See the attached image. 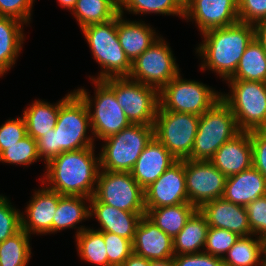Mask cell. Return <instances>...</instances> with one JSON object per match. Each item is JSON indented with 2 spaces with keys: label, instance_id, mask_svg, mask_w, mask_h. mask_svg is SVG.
<instances>
[{
  "label": "cell",
  "instance_id": "cell-10",
  "mask_svg": "<svg viewBox=\"0 0 266 266\" xmlns=\"http://www.w3.org/2000/svg\"><path fill=\"white\" fill-rule=\"evenodd\" d=\"M221 98V91L195 80H186L180 72L159 91V106L178 113L204 114Z\"/></svg>",
  "mask_w": 266,
  "mask_h": 266
},
{
  "label": "cell",
  "instance_id": "cell-19",
  "mask_svg": "<svg viewBox=\"0 0 266 266\" xmlns=\"http://www.w3.org/2000/svg\"><path fill=\"white\" fill-rule=\"evenodd\" d=\"M199 210L209 227L226 229L240 237L252 235L245 206L219 198L205 203Z\"/></svg>",
  "mask_w": 266,
  "mask_h": 266
},
{
  "label": "cell",
  "instance_id": "cell-22",
  "mask_svg": "<svg viewBox=\"0 0 266 266\" xmlns=\"http://www.w3.org/2000/svg\"><path fill=\"white\" fill-rule=\"evenodd\" d=\"M89 204L90 217L94 216L101 226L96 230L110 232L133 242L137 225L146 213L117 209L96 200L93 196L90 198Z\"/></svg>",
  "mask_w": 266,
  "mask_h": 266
},
{
  "label": "cell",
  "instance_id": "cell-28",
  "mask_svg": "<svg viewBox=\"0 0 266 266\" xmlns=\"http://www.w3.org/2000/svg\"><path fill=\"white\" fill-rule=\"evenodd\" d=\"M29 106L23 111L22 116L25 120L27 135L37 140L55 128L59 113V101L56 104H51L38 99Z\"/></svg>",
  "mask_w": 266,
  "mask_h": 266
},
{
  "label": "cell",
  "instance_id": "cell-31",
  "mask_svg": "<svg viewBox=\"0 0 266 266\" xmlns=\"http://www.w3.org/2000/svg\"><path fill=\"white\" fill-rule=\"evenodd\" d=\"M75 239L80 259L96 266H108L103 232L82 225L77 227Z\"/></svg>",
  "mask_w": 266,
  "mask_h": 266
},
{
  "label": "cell",
  "instance_id": "cell-1",
  "mask_svg": "<svg viewBox=\"0 0 266 266\" xmlns=\"http://www.w3.org/2000/svg\"><path fill=\"white\" fill-rule=\"evenodd\" d=\"M91 129L88 108L73 90L59 101L56 126L37 139V152L47 164L59 154L94 146V136L87 137Z\"/></svg>",
  "mask_w": 266,
  "mask_h": 266
},
{
  "label": "cell",
  "instance_id": "cell-4",
  "mask_svg": "<svg viewBox=\"0 0 266 266\" xmlns=\"http://www.w3.org/2000/svg\"><path fill=\"white\" fill-rule=\"evenodd\" d=\"M101 72L94 80L128 77L132 62L126 56L117 36V16L107 22L89 24L81 28ZM104 69V70H103Z\"/></svg>",
  "mask_w": 266,
  "mask_h": 266
},
{
  "label": "cell",
  "instance_id": "cell-2",
  "mask_svg": "<svg viewBox=\"0 0 266 266\" xmlns=\"http://www.w3.org/2000/svg\"><path fill=\"white\" fill-rule=\"evenodd\" d=\"M94 147L63 152L50 160L42 184L60 195L91 198L100 170L99 156L95 157Z\"/></svg>",
  "mask_w": 266,
  "mask_h": 266
},
{
  "label": "cell",
  "instance_id": "cell-30",
  "mask_svg": "<svg viewBox=\"0 0 266 266\" xmlns=\"http://www.w3.org/2000/svg\"><path fill=\"white\" fill-rule=\"evenodd\" d=\"M253 236L239 237L224 256V266H264L263 239Z\"/></svg>",
  "mask_w": 266,
  "mask_h": 266
},
{
  "label": "cell",
  "instance_id": "cell-43",
  "mask_svg": "<svg viewBox=\"0 0 266 266\" xmlns=\"http://www.w3.org/2000/svg\"><path fill=\"white\" fill-rule=\"evenodd\" d=\"M35 0H0V16L15 18L27 26ZM27 23V24H26Z\"/></svg>",
  "mask_w": 266,
  "mask_h": 266
},
{
  "label": "cell",
  "instance_id": "cell-38",
  "mask_svg": "<svg viewBox=\"0 0 266 266\" xmlns=\"http://www.w3.org/2000/svg\"><path fill=\"white\" fill-rule=\"evenodd\" d=\"M11 204L6 196L0 195V242L22 229V213Z\"/></svg>",
  "mask_w": 266,
  "mask_h": 266
},
{
  "label": "cell",
  "instance_id": "cell-7",
  "mask_svg": "<svg viewBox=\"0 0 266 266\" xmlns=\"http://www.w3.org/2000/svg\"><path fill=\"white\" fill-rule=\"evenodd\" d=\"M230 92L221 99L231 108L240 131L266 129V82L228 79Z\"/></svg>",
  "mask_w": 266,
  "mask_h": 266
},
{
  "label": "cell",
  "instance_id": "cell-6",
  "mask_svg": "<svg viewBox=\"0 0 266 266\" xmlns=\"http://www.w3.org/2000/svg\"><path fill=\"white\" fill-rule=\"evenodd\" d=\"M239 132L231 108L220 98L200 116L189 159L210 161L215 152Z\"/></svg>",
  "mask_w": 266,
  "mask_h": 266
},
{
  "label": "cell",
  "instance_id": "cell-23",
  "mask_svg": "<svg viewBox=\"0 0 266 266\" xmlns=\"http://www.w3.org/2000/svg\"><path fill=\"white\" fill-rule=\"evenodd\" d=\"M266 195V179L253 166L227 177L222 198L237 205L247 206Z\"/></svg>",
  "mask_w": 266,
  "mask_h": 266
},
{
  "label": "cell",
  "instance_id": "cell-44",
  "mask_svg": "<svg viewBox=\"0 0 266 266\" xmlns=\"http://www.w3.org/2000/svg\"><path fill=\"white\" fill-rule=\"evenodd\" d=\"M252 145V166L266 179V129L250 131Z\"/></svg>",
  "mask_w": 266,
  "mask_h": 266
},
{
  "label": "cell",
  "instance_id": "cell-49",
  "mask_svg": "<svg viewBox=\"0 0 266 266\" xmlns=\"http://www.w3.org/2000/svg\"><path fill=\"white\" fill-rule=\"evenodd\" d=\"M77 0H58V3L66 9H69L70 11L73 10Z\"/></svg>",
  "mask_w": 266,
  "mask_h": 266
},
{
  "label": "cell",
  "instance_id": "cell-50",
  "mask_svg": "<svg viewBox=\"0 0 266 266\" xmlns=\"http://www.w3.org/2000/svg\"><path fill=\"white\" fill-rule=\"evenodd\" d=\"M264 243V262H266V237L263 239Z\"/></svg>",
  "mask_w": 266,
  "mask_h": 266
},
{
  "label": "cell",
  "instance_id": "cell-3",
  "mask_svg": "<svg viewBox=\"0 0 266 266\" xmlns=\"http://www.w3.org/2000/svg\"><path fill=\"white\" fill-rule=\"evenodd\" d=\"M204 40L196 48L201 70H212L224 80L230 79L245 49L255 38V25L238 21L230 26L202 33Z\"/></svg>",
  "mask_w": 266,
  "mask_h": 266
},
{
  "label": "cell",
  "instance_id": "cell-8",
  "mask_svg": "<svg viewBox=\"0 0 266 266\" xmlns=\"http://www.w3.org/2000/svg\"><path fill=\"white\" fill-rule=\"evenodd\" d=\"M91 81L96 89L93 99L87 89L78 88L74 91L83 99L88 108L90 131L94 135V139L96 137L103 140L127 128L131 123L124 114L123 108L118 104L114 92L102 80L91 79Z\"/></svg>",
  "mask_w": 266,
  "mask_h": 266
},
{
  "label": "cell",
  "instance_id": "cell-33",
  "mask_svg": "<svg viewBox=\"0 0 266 266\" xmlns=\"http://www.w3.org/2000/svg\"><path fill=\"white\" fill-rule=\"evenodd\" d=\"M230 79L266 82V52L256 38L245 49Z\"/></svg>",
  "mask_w": 266,
  "mask_h": 266
},
{
  "label": "cell",
  "instance_id": "cell-48",
  "mask_svg": "<svg viewBox=\"0 0 266 266\" xmlns=\"http://www.w3.org/2000/svg\"><path fill=\"white\" fill-rule=\"evenodd\" d=\"M150 266H175L174 256L159 258V259H151Z\"/></svg>",
  "mask_w": 266,
  "mask_h": 266
},
{
  "label": "cell",
  "instance_id": "cell-42",
  "mask_svg": "<svg viewBox=\"0 0 266 266\" xmlns=\"http://www.w3.org/2000/svg\"><path fill=\"white\" fill-rule=\"evenodd\" d=\"M240 22L257 24L266 20V0H238Z\"/></svg>",
  "mask_w": 266,
  "mask_h": 266
},
{
  "label": "cell",
  "instance_id": "cell-37",
  "mask_svg": "<svg viewBox=\"0 0 266 266\" xmlns=\"http://www.w3.org/2000/svg\"><path fill=\"white\" fill-rule=\"evenodd\" d=\"M239 237L232 231L209 227L203 252L223 259Z\"/></svg>",
  "mask_w": 266,
  "mask_h": 266
},
{
  "label": "cell",
  "instance_id": "cell-11",
  "mask_svg": "<svg viewBox=\"0 0 266 266\" xmlns=\"http://www.w3.org/2000/svg\"><path fill=\"white\" fill-rule=\"evenodd\" d=\"M200 116L163 110L158 106L154 137L176 160H187L191 156Z\"/></svg>",
  "mask_w": 266,
  "mask_h": 266
},
{
  "label": "cell",
  "instance_id": "cell-26",
  "mask_svg": "<svg viewBox=\"0 0 266 266\" xmlns=\"http://www.w3.org/2000/svg\"><path fill=\"white\" fill-rule=\"evenodd\" d=\"M208 229L205 216L197 209L173 238L174 256L203 252Z\"/></svg>",
  "mask_w": 266,
  "mask_h": 266
},
{
  "label": "cell",
  "instance_id": "cell-36",
  "mask_svg": "<svg viewBox=\"0 0 266 266\" xmlns=\"http://www.w3.org/2000/svg\"><path fill=\"white\" fill-rule=\"evenodd\" d=\"M39 159L37 141L29 135L0 153V162L14 165L28 167Z\"/></svg>",
  "mask_w": 266,
  "mask_h": 266
},
{
  "label": "cell",
  "instance_id": "cell-17",
  "mask_svg": "<svg viewBox=\"0 0 266 266\" xmlns=\"http://www.w3.org/2000/svg\"><path fill=\"white\" fill-rule=\"evenodd\" d=\"M24 214L22 212V229L31 234H52V221L58 206L59 193L46 186L35 190ZM26 215V216H25Z\"/></svg>",
  "mask_w": 266,
  "mask_h": 266
},
{
  "label": "cell",
  "instance_id": "cell-47",
  "mask_svg": "<svg viewBox=\"0 0 266 266\" xmlns=\"http://www.w3.org/2000/svg\"><path fill=\"white\" fill-rule=\"evenodd\" d=\"M121 266H150V260L132 253Z\"/></svg>",
  "mask_w": 266,
  "mask_h": 266
},
{
  "label": "cell",
  "instance_id": "cell-32",
  "mask_svg": "<svg viewBox=\"0 0 266 266\" xmlns=\"http://www.w3.org/2000/svg\"><path fill=\"white\" fill-rule=\"evenodd\" d=\"M71 14L76 17L80 29L107 22L119 14V0H77Z\"/></svg>",
  "mask_w": 266,
  "mask_h": 266
},
{
  "label": "cell",
  "instance_id": "cell-18",
  "mask_svg": "<svg viewBox=\"0 0 266 266\" xmlns=\"http://www.w3.org/2000/svg\"><path fill=\"white\" fill-rule=\"evenodd\" d=\"M210 162L227 177L250 169L253 164L250 132L240 131L226 141Z\"/></svg>",
  "mask_w": 266,
  "mask_h": 266
},
{
  "label": "cell",
  "instance_id": "cell-5",
  "mask_svg": "<svg viewBox=\"0 0 266 266\" xmlns=\"http://www.w3.org/2000/svg\"><path fill=\"white\" fill-rule=\"evenodd\" d=\"M154 137V125L131 124L105 139L100 149V169L131 172L137 159Z\"/></svg>",
  "mask_w": 266,
  "mask_h": 266
},
{
  "label": "cell",
  "instance_id": "cell-45",
  "mask_svg": "<svg viewBox=\"0 0 266 266\" xmlns=\"http://www.w3.org/2000/svg\"><path fill=\"white\" fill-rule=\"evenodd\" d=\"M175 266H224L223 259L201 252L174 256Z\"/></svg>",
  "mask_w": 266,
  "mask_h": 266
},
{
  "label": "cell",
  "instance_id": "cell-20",
  "mask_svg": "<svg viewBox=\"0 0 266 266\" xmlns=\"http://www.w3.org/2000/svg\"><path fill=\"white\" fill-rule=\"evenodd\" d=\"M176 159L153 137L137 159L133 169L132 177L145 190L156 181Z\"/></svg>",
  "mask_w": 266,
  "mask_h": 266
},
{
  "label": "cell",
  "instance_id": "cell-16",
  "mask_svg": "<svg viewBox=\"0 0 266 266\" xmlns=\"http://www.w3.org/2000/svg\"><path fill=\"white\" fill-rule=\"evenodd\" d=\"M144 193L146 209L189 203L184 160H176Z\"/></svg>",
  "mask_w": 266,
  "mask_h": 266
},
{
  "label": "cell",
  "instance_id": "cell-41",
  "mask_svg": "<svg viewBox=\"0 0 266 266\" xmlns=\"http://www.w3.org/2000/svg\"><path fill=\"white\" fill-rule=\"evenodd\" d=\"M26 136L27 129L23 116L7 120L0 126V153Z\"/></svg>",
  "mask_w": 266,
  "mask_h": 266
},
{
  "label": "cell",
  "instance_id": "cell-35",
  "mask_svg": "<svg viewBox=\"0 0 266 266\" xmlns=\"http://www.w3.org/2000/svg\"><path fill=\"white\" fill-rule=\"evenodd\" d=\"M162 14L184 18V0H119V13Z\"/></svg>",
  "mask_w": 266,
  "mask_h": 266
},
{
  "label": "cell",
  "instance_id": "cell-15",
  "mask_svg": "<svg viewBox=\"0 0 266 266\" xmlns=\"http://www.w3.org/2000/svg\"><path fill=\"white\" fill-rule=\"evenodd\" d=\"M184 19L194 20L201 34L230 26L239 21L238 0H184Z\"/></svg>",
  "mask_w": 266,
  "mask_h": 266
},
{
  "label": "cell",
  "instance_id": "cell-29",
  "mask_svg": "<svg viewBox=\"0 0 266 266\" xmlns=\"http://www.w3.org/2000/svg\"><path fill=\"white\" fill-rule=\"evenodd\" d=\"M197 210L191 203L146 209V216L164 233L174 238Z\"/></svg>",
  "mask_w": 266,
  "mask_h": 266
},
{
  "label": "cell",
  "instance_id": "cell-13",
  "mask_svg": "<svg viewBox=\"0 0 266 266\" xmlns=\"http://www.w3.org/2000/svg\"><path fill=\"white\" fill-rule=\"evenodd\" d=\"M160 36L132 62L129 78L160 91L180 71L170 45Z\"/></svg>",
  "mask_w": 266,
  "mask_h": 266
},
{
  "label": "cell",
  "instance_id": "cell-14",
  "mask_svg": "<svg viewBox=\"0 0 266 266\" xmlns=\"http://www.w3.org/2000/svg\"><path fill=\"white\" fill-rule=\"evenodd\" d=\"M184 170L188 200L197 209L222 198L227 176L210 161L184 160Z\"/></svg>",
  "mask_w": 266,
  "mask_h": 266
},
{
  "label": "cell",
  "instance_id": "cell-34",
  "mask_svg": "<svg viewBox=\"0 0 266 266\" xmlns=\"http://www.w3.org/2000/svg\"><path fill=\"white\" fill-rule=\"evenodd\" d=\"M29 242L23 229L0 242V266H27L32 254Z\"/></svg>",
  "mask_w": 266,
  "mask_h": 266
},
{
  "label": "cell",
  "instance_id": "cell-25",
  "mask_svg": "<svg viewBox=\"0 0 266 266\" xmlns=\"http://www.w3.org/2000/svg\"><path fill=\"white\" fill-rule=\"evenodd\" d=\"M24 24L15 18L0 16V77L15 65L20 55L25 41Z\"/></svg>",
  "mask_w": 266,
  "mask_h": 266
},
{
  "label": "cell",
  "instance_id": "cell-39",
  "mask_svg": "<svg viewBox=\"0 0 266 266\" xmlns=\"http://www.w3.org/2000/svg\"><path fill=\"white\" fill-rule=\"evenodd\" d=\"M106 244L108 266H121L133 253L132 241L110 232H103Z\"/></svg>",
  "mask_w": 266,
  "mask_h": 266
},
{
  "label": "cell",
  "instance_id": "cell-27",
  "mask_svg": "<svg viewBox=\"0 0 266 266\" xmlns=\"http://www.w3.org/2000/svg\"><path fill=\"white\" fill-rule=\"evenodd\" d=\"M86 201V202H85ZM90 198L86 196L60 195L58 206L52 221V233L66 228H76V224L90 217Z\"/></svg>",
  "mask_w": 266,
  "mask_h": 266
},
{
  "label": "cell",
  "instance_id": "cell-24",
  "mask_svg": "<svg viewBox=\"0 0 266 266\" xmlns=\"http://www.w3.org/2000/svg\"><path fill=\"white\" fill-rule=\"evenodd\" d=\"M117 15V36L122 49L131 62L139 57L160 37L156 31L144 21H130Z\"/></svg>",
  "mask_w": 266,
  "mask_h": 266
},
{
  "label": "cell",
  "instance_id": "cell-9",
  "mask_svg": "<svg viewBox=\"0 0 266 266\" xmlns=\"http://www.w3.org/2000/svg\"><path fill=\"white\" fill-rule=\"evenodd\" d=\"M115 94L131 124L154 125L159 106V91L129 77L102 80Z\"/></svg>",
  "mask_w": 266,
  "mask_h": 266
},
{
  "label": "cell",
  "instance_id": "cell-21",
  "mask_svg": "<svg viewBox=\"0 0 266 266\" xmlns=\"http://www.w3.org/2000/svg\"><path fill=\"white\" fill-rule=\"evenodd\" d=\"M132 244L133 253L148 260L174 256L173 238L146 215L141 217L137 225Z\"/></svg>",
  "mask_w": 266,
  "mask_h": 266
},
{
  "label": "cell",
  "instance_id": "cell-46",
  "mask_svg": "<svg viewBox=\"0 0 266 266\" xmlns=\"http://www.w3.org/2000/svg\"><path fill=\"white\" fill-rule=\"evenodd\" d=\"M255 38L266 52V20L255 24Z\"/></svg>",
  "mask_w": 266,
  "mask_h": 266
},
{
  "label": "cell",
  "instance_id": "cell-12",
  "mask_svg": "<svg viewBox=\"0 0 266 266\" xmlns=\"http://www.w3.org/2000/svg\"><path fill=\"white\" fill-rule=\"evenodd\" d=\"M93 197L117 209L146 213L144 189L130 172L100 169Z\"/></svg>",
  "mask_w": 266,
  "mask_h": 266
},
{
  "label": "cell",
  "instance_id": "cell-40",
  "mask_svg": "<svg viewBox=\"0 0 266 266\" xmlns=\"http://www.w3.org/2000/svg\"><path fill=\"white\" fill-rule=\"evenodd\" d=\"M249 227L254 237H266V195L246 206ZM256 235V236H255Z\"/></svg>",
  "mask_w": 266,
  "mask_h": 266
}]
</instances>
